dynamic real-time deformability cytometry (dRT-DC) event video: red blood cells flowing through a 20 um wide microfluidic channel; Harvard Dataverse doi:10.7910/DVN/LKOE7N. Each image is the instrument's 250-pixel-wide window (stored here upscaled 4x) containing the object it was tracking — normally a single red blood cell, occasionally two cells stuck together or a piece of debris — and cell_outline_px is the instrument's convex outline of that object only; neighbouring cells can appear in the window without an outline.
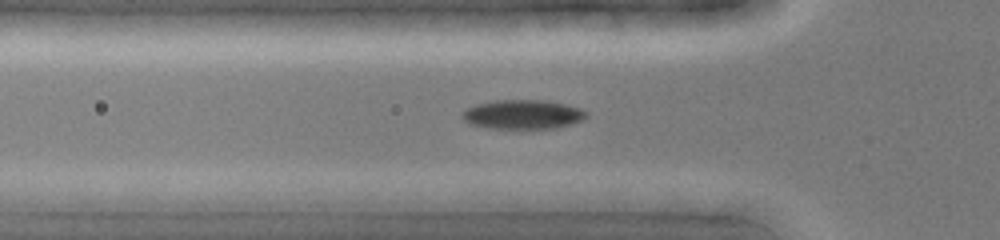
{"species": "common noctule bat (a hibernating species)", "species_latin": "Nyctalus noctula", "temperature_condition": "cold", "stored_images_in_passage": 36, "camera_frame_rate_fps": 3000, "um_per_image_px": 0.085, "animal": {"sex": "female", "body_mass_g": 19.0, "forearm_length_mm": 51.5}, "frame": {"image": 1, "passage_image": 7, "time_ms": 2.0, "image_size_px": [1000, 240], "cell_outline_px": [[588, 116], [584, 120], [572, 124], [556, 128], [492, 128], [468, 124], [460, 116], [460, 112], [464, 108], [476, 104], [496, 100], [544, 100], [564, 104], [580, 108], [588, 112]], "centroid_in_image_um": [44.41, 9.72], "position_along_channel_um": 81.4, "area_um2": 21.39}}
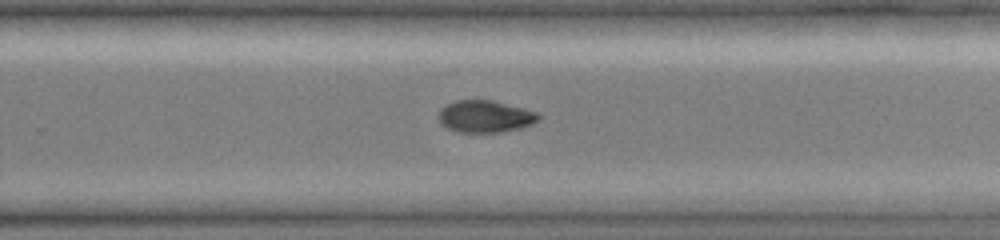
{"frame": {"image": 2, "passage_image": 21, "time_ms": 6.667, "image_size_px": [1000, 240], "cell_outline_px": [[540, 120], [532, 124], [520, 128], [500, 132], [456, 132], [448, 128], [440, 120], [440, 108], [456, 100], [492, 100], [536, 112], [540, 116]], "centroid_in_image_um": [41.26, 9.9], "position_along_channel_um": 288.5, "area_um2": 18.38}}
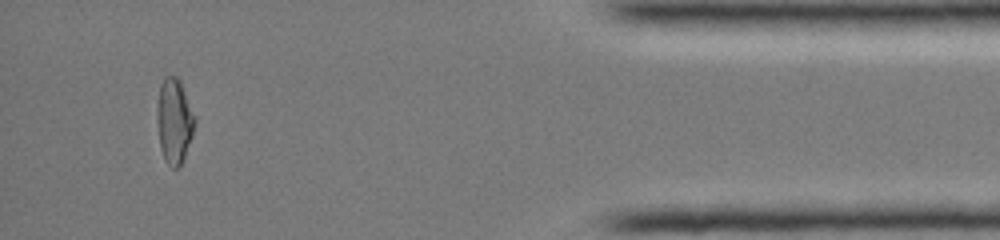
{"frame": {"image": 3, "passage_image": 33, "time_ms": 10.667, "image_size_px": [1000, 240], "cell_outline_px": [[196, 120], [192, 136], [184, 156], [180, 164], [176, 168], [172, 168], [168, 164], [160, 148], [156, 120], [156, 108], [160, 84], [164, 76], [176, 76], [180, 80], [196, 116]], "centroid_in_image_um": [14.8, 10.22], "position_along_channel_um": 420.4, "area_um2": 18.84}}